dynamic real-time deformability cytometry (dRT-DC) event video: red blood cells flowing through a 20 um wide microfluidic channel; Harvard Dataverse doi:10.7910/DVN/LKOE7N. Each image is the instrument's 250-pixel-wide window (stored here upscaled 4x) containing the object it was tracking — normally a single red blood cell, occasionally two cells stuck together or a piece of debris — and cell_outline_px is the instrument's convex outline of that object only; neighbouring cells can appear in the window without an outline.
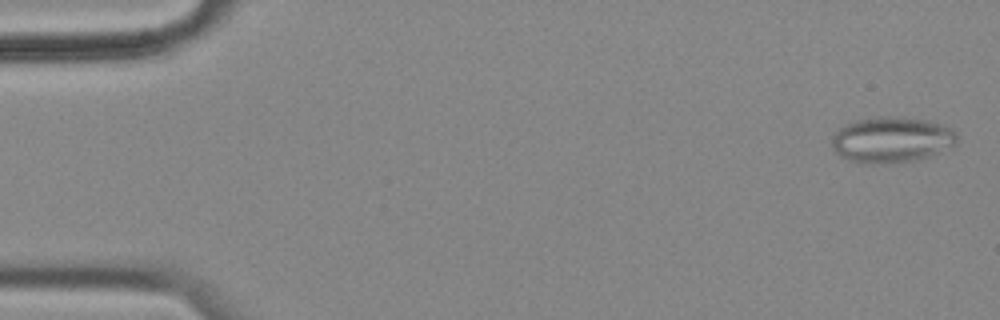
{"species": "common noctule bat (a hibernating species)", "species_latin": "Nyctalus noctula", "temperature_condition": "cold", "stored_images_in_passage": 56, "camera_frame_rate_fps": 3000, "um_per_image_px": 0.085, "animal": {"sex": "female", "body_mass_g": 18.4}, "frame": {"image": 1, "passage_image": 2, "time_ms": 0.333, "image_size_px": [1000, 320], "cell_outline_px": [[956, 144], [928, 156], [912, 160], [888, 164], [864, 164], [840, 156], [832, 148], [832, 136], [844, 124], [856, 120], [880, 116], [888, 116], [928, 120], [952, 128], [956, 132]], "centroid_in_image_um": [75.76, 11.87], "position_along_channel_um": 9.2, "area_um2": 33.29}}
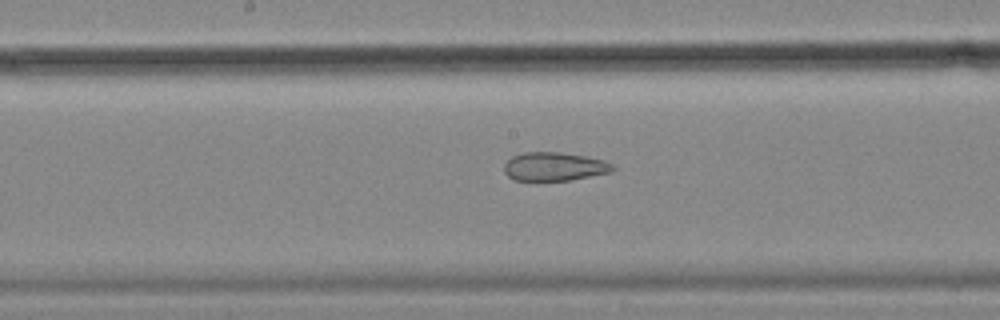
{"frame": {"image": 2, "passage_image": 29, "time_ms": 9.333, "image_size_px": [1000, 320], "cell_outline_px": [[616, 168], [612, 172], [568, 180], [512, 180], [504, 172], [504, 164], [512, 156], [524, 152], [560, 152], [584, 156], [604, 160], [612, 164]], "centroid_in_image_um": [47.11, 14.15], "position_along_channel_um": 201.1, "area_um2": 18.03}}
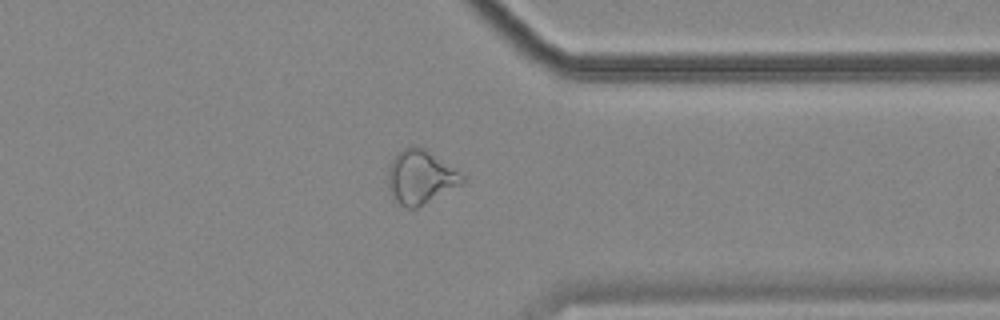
{"frame": {"image": 3, "passage_image": 44, "time_ms": 14.333, "image_size_px": [1000, 320], "cell_outline_px": [[464, 184], [416, 208], [408, 208], [400, 204], [392, 196], [388, 188], [388, 168], [396, 152], [412, 144], [416, 144], [428, 148], [464, 176]], "centroid_in_image_um": [35.75, 15.0], "position_along_channel_um": 375.7, "area_um2": 23.7}, "authors_computed_cell_mechanics": {"area_um2": 24.854, "velocity_mm_per_s": 3.5716, "shape_relaxation_time_tau1_ms": null, "shape_relaxation_time_tau2_ms": 3.6296, "deformation_change_tau1": null, "deformation_change_tau2": 0.1195}}